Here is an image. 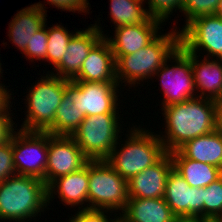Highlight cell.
Instances as JSON below:
<instances>
[{"instance_id":"1f68e13d","label":"cell","mask_w":222,"mask_h":222,"mask_svg":"<svg viewBox=\"0 0 222 222\" xmlns=\"http://www.w3.org/2000/svg\"><path fill=\"white\" fill-rule=\"evenodd\" d=\"M103 210L82 209L80 210L70 222H113L109 221Z\"/></svg>"},{"instance_id":"60d3db41","label":"cell","mask_w":222,"mask_h":222,"mask_svg":"<svg viewBox=\"0 0 222 222\" xmlns=\"http://www.w3.org/2000/svg\"><path fill=\"white\" fill-rule=\"evenodd\" d=\"M218 217L222 220V211H221V213L219 214Z\"/></svg>"},{"instance_id":"f546056e","label":"cell","mask_w":222,"mask_h":222,"mask_svg":"<svg viewBox=\"0 0 222 222\" xmlns=\"http://www.w3.org/2000/svg\"><path fill=\"white\" fill-rule=\"evenodd\" d=\"M184 1L185 0H148L149 9L146 10L149 17L164 22L175 8L182 10Z\"/></svg>"},{"instance_id":"d4e9b609","label":"cell","mask_w":222,"mask_h":222,"mask_svg":"<svg viewBox=\"0 0 222 222\" xmlns=\"http://www.w3.org/2000/svg\"><path fill=\"white\" fill-rule=\"evenodd\" d=\"M110 15L114 24L119 27L123 25L142 24L149 15L144 9V0H110Z\"/></svg>"},{"instance_id":"7c38bea8","label":"cell","mask_w":222,"mask_h":222,"mask_svg":"<svg viewBox=\"0 0 222 222\" xmlns=\"http://www.w3.org/2000/svg\"><path fill=\"white\" fill-rule=\"evenodd\" d=\"M88 161L89 159L71 136L48 133L47 186L54 179L81 169Z\"/></svg>"},{"instance_id":"4316f807","label":"cell","mask_w":222,"mask_h":222,"mask_svg":"<svg viewBox=\"0 0 222 222\" xmlns=\"http://www.w3.org/2000/svg\"><path fill=\"white\" fill-rule=\"evenodd\" d=\"M222 211V176L204 187V216L218 217Z\"/></svg>"},{"instance_id":"5bb4252c","label":"cell","mask_w":222,"mask_h":222,"mask_svg":"<svg viewBox=\"0 0 222 222\" xmlns=\"http://www.w3.org/2000/svg\"><path fill=\"white\" fill-rule=\"evenodd\" d=\"M97 24L85 31H76L68 42L61 62L55 67V76L72 80L80 71L83 61L91 48L104 36Z\"/></svg>"},{"instance_id":"e0dca14e","label":"cell","mask_w":222,"mask_h":222,"mask_svg":"<svg viewBox=\"0 0 222 222\" xmlns=\"http://www.w3.org/2000/svg\"><path fill=\"white\" fill-rule=\"evenodd\" d=\"M161 21L149 17L142 24L115 27V38H107L114 56L133 54L148 45L157 35Z\"/></svg>"},{"instance_id":"d6986e66","label":"cell","mask_w":222,"mask_h":222,"mask_svg":"<svg viewBox=\"0 0 222 222\" xmlns=\"http://www.w3.org/2000/svg\"><path fill=\"white\" fill-rule=\"evenodd\" d=\"M44 6L36 3L26 7L14 16L9 24V34L11 40L23 52L34 34L44 25L46 19Z\"/></svg>"},{"instance_id":"f1b7e54d","label":"cell","mask_w":222,"mask_h":222,"mask_svg":"<svg viewBox=\"0 0 222 222\" xmlns=\"http://www.w3.org/2000/svg\"><path fill=\"white\" fill-rule=\"evenodd\" d=\"M47 44H48V32L46 30V25H44L39 31H37L34 36L30 39L25 50L22 52L24 55L28 56V59L36 60H46L47 54Z\"/></svg>"},{"instance_id":"ac0fdd59","label":"cell","mask_w":222,"mask_h":222,"mask_svg":"<svg viewBox=\"0 0 222 222\" xmlns=\"http://www.w3.org/2000/svg\"><path fill=\"white\" fill-rule=\"evenodd\" d=\"M122 213L127 222H175L177 217L163 197L129 198Z\"/></svg>"},{"instance_id":"4fadbf2b","label":"cell","mask_w":222,"mask_h":222,"mask_svg":"<svg viewBox=\"0 0 222 222\" xmlns=\"http://www.w3.org/2000/svg\"><path fill=\"white\" fill-rule=\"evenodd\" d=\"M163 198L177 217L204 216V187H190L174 169L168 175Z\"/></svg>"},{"instance_id":"e575fe53","label":"cell","mask_w":222,"mask_h":222,"mask_svg":"<svg viewBox=\"0 0 222 222\" xmlns=\"http://www.w3.org/2000/svg\"><path fill=\"white\" fill-rule=\"evenodd\" d=\"M0 83V114H10L8 112V108L10 109V95L9 91L7 92V88H4Z\"/></svg>"},{"instance_id":"277c9868","label":"cell","mask_w":222,"mask_h":222,"mask_svg":"<svg viewBox=\"0 0 222 222\" xmlns=\"http://www.w3.org/2000/svg\"><path fill=\"white\" fill-rule=\"evenodd\" d=\"M147 132L148 130L132 129L120 151H117L116 144L106 159L126 181L156 164L167 153L159 135Z\"/></svg>"},{"instance_id":"8d00e7d4","label":"cell","mask_w":222,"mask_h":222,"mask_svg":"<svg viewBox=\"0 0 222 222\" xmlns=\"http://www.w3.org/2000/svg\"><path fill=\"white\" fill-rule=\"evenodd\" d=\"M175 222H201V217H192V216L176 217Z\"/></svg>"},{"instance_id":"52a82bcc","label":"cell","mask_w":222,"mask_h":222,"mask_svg":"<svg viewBox=\"0 0 222 222\" xmlns=\"http://www.w3.org/2000/svg\"><path fill=\"white\" fill-rule=\"evenodd\" d=\"M116 114L86 116L71 137L89 160H106L118 143Z\"/></svg>"},{"instance_id":"ba28073f","label":"cell","mask_w":222,"mask_h":222,"mask_svg":"<svg viewBox=\"0 0 222 222\" xmlns=\"http://www.w3.org/2000/svg\"><path fill=\"white\" fill-rule=\"evenodd\" d=\"M14 132L12 151L16 174L34 176L46 183L48 132L22 129Z\"/></svg>"},{"instance_id":"7402d4cb","label":"cell","mask_w":222,"mask_h":222,"mask_svg":"<svg viewBox=\"0 0 222 222\" xmlns=\"http://www.w3.org/2000/svg\"><path fill=\"white\" fill-rule=\"evenodd\" d=\"M173 169L178 172L190 187H207L222 176V170L207 163L186 158L179 150L170 152Z\"/></svg>"},{"instance_id":"9c48e42d","label":"cell","mask_w":222,"mask_h":222,"mask_svg":"<svg viewBox=\"0 0 222 222\" xmlns=\"http://www.w3.org/2000/svg\"><path fill=\"white\" fill-rule=\"evenodd\" d=\"M118 82L66 81V92L85 116L117 113ZM117 104V105H116Z\"/></svg>"},{"instance_id":"30bf717a","label":"cell","mask_w":222,"mask_h":222,"mask_svg":"<svg viewBox=\"0 0 222 222\" xmlns=\"http://www.w3.org/2000/svg\"><path fill=\"white\" fill-rule=\"evenodd\" d=\"M171 58L175 60L176 65L169 68L165 62L155 73L161 78L160 85L165 96L163 107L195 98L191 53L180 45Z\"/></svg>"},{"instance_id":"603a6c76","label":"cell","mask_w":222,"mask_h":222,"mask_svg":"<svg viewBox=\"0 0 222 222\" xmlns=\"http://www.w3.org/2000/svg\"><path fill=\"white\" fill-rule=\"evenodd\" d=\"M186 158L222 170V133L217 130L187 141L178 149Z\"/></svg>"},{"instance_id":"836d02e7","label":"cell","mask_w":222,"mask_h":222,"mask_svg":"<svg viewBox=\"0 0 222 222\" xmlns=\"http://www.w3.org/2000/svg\"><path fill=\"white\" fill-rule=\"evenodd\" d=\"M10 114H0V145L11 140L14 134V123Z\"/></svg>"},{"instance_id":"4dcf8cb0","label":"cell","mask_w":222,"mask_h":222,"mask_svg":"<svg viewBox=\"0 0 222 222\" xmlns=\"http://www.w3.org/2000/svg\"><path fill=\"white\" fill-rule=\"evenodd\" d=\"M15 174L11 138L10 141L0 145V182H3Z\"/></svg>"},{"instance_id":"484cf974","label":"cell","mask_w":222,"mask_h":222,"mask_svg":"<svg viewBox=\"0 0 222 222\" xmlns=\"http://www.w3.org/2000/svg\"><path fill=\"white\" fill-rule=\"evenodd\" d=\"M48 44L46 59L54 65V68L61 62L65 51H67L68 42L73 34L61 25L48 28Z\"/></svg>"},{"instance_id":"6da1fadb","label":"cell","mask_w":222,"mask_h":222,"mask_svg":"<svg viewBox=\"0 0 222 222\" xmlns=\"http://www.w3.org/2000/svg\"><path fill=\"white\" fill-rule=\"evenodd\" d=\"M166 136L160 137L166 152L178 150L187 141L215 131L214 100L206 97L168 105L162 108Z\"/></svg>"},{"instance_id":"7a4b0ae2","label":"cell","mask_w":222,"mask_h":222,"mask_svg":"<svg viewBox=\"0 0 222 222\" xmlns=\"http://www.w3.org/2000/svg\"><path fill=\"white\" fill-rule=\"evenodd\" d=\"M47 202L48 187L42 179L16 174L0 182V219L25 222Z\"/></svg>"},{"instance_id":"5b68a950","label":"cell","mask_w":222,"mask_h":222,"mask_svg":"<svg viewBox=\"0 0 222 222\" xmlns=\"http://www.w3.org/2000/svg\"><path fill=\"white\" fill-rule=\"evenodd\" d=\"M88 203L83 209L123 210L127 205L128 181L121 177L106 160L88 161ZM97 206V207H96Z\"/></svg>"},{"instance_id":"2e32d148","label":"cell","mask_w":222,"mask_h":222,"mask_svg":"<svg viewBox=\"0 0 222 222\" xmlns=\"http://www.w3.org/2000/svg\"><path fill=\"white\" fill-rule=\"evenodd\" d=\"M72 81L117 82L115 57L105 36L91 48Z\"/></svg>"},{"instance_id":"8fae6325","label":"cell","mask_w":222,"mask_h":222,"mask_svg":"<svg viewBox=\"0 0 222 222\" xmlns=\"http://www.w3.org/2000/svg\"><path fill=\"white\" fill-rule=\"evenodd\" d=\"M180 45L189 53L203 48L207 57L222 59V20L215 15L195 18L180 31Z\"/></svg>"},{"instance_id":"d6a6232c","label":"cell","mask_w":222,"mask_h":222,"mask_svg":"<svg viewBox=\"0 0 222 222\" xmlns=\"http://www.w3.org/2000/svg\"><path fill=\"white\" fill-rule=\"evenodd\" d=\"M51 5H55L58 9L69 10V11H89L87 0H47ZM88 8V9H87Z\"/></svg>"},{"instance_id":"cb8c5ba5","label":"cell","mask_w":222,"mask_h":222,"mask_svg":"<svg viewBox=\"0 0 222 222\" xmlns=\"http://www.w3.org/2000/svg\"><path fill=\"white\" fill-rule=\"evenodd\" d=\"M86 116L79 111L70 95L65 91L58 106L53 127L48 131L52 135L71 136Z\"/></svg>"},{"instance_id":"9a60e30c","label":"cell","mask_w":222,"mask_h":222,"mask_svg":"<svg viewBox=\"0 0 222 222\" xmlns=\"http://www.w3.org/2000/svg\"><path fill=\"white\" fill-rule=\"evenodd\" d=\"M173 169L170 153H166L156 164L128 180L129 198H160L164 196L168 175Z\"/></svg>"},{"instance_id":"ab89813d","label":"cell","mask_w":222,"mask_h":222,"mask_svg":"<svg viewBox=\"0 0 222 222\" xmlns=\"http://www.w3.org/2000/svg\"><path fill=\"white\" fill-rule=\"evenodd\" d=\"M113 222H127L123 217H119L118 219H113Z\"/></svg>"},{"instance_id":"ffe728a7","label":"cell","mask_w":222,"mask_h":222,"mask_svg":"<svg viewBox=\"0 0 222 222\" xmlns=\"http://www.w3.org/2000/svg\"><path fill=\"white\" fill-rule=\"evenodd\" d=\"M47 187L48 203L50 197H52L51 195L55 192V188L58 189L56 191L59 195L58 198H61L62 202L71 205V207L72 205H82L84 202H88V163L73 173L54 179Z\"/></svg>"},{"instance_id":"44dd1931","label":"cell","mask_w":222,"mask_h":222,"mask_svg":"<svg viewBox=\"0 0 222 222\" xmlns=\"http://www.w3.org/2000/svg\"><path fill=\"white\" fill-rule=\"evenodd\" d=\"M197 57V54L191 53L195 88L201 90V95L197 97L204 98L206 96V98L212 100L222 99V59L210 61L205 57L202 62H199Z\"/></svg>"},{"instance_id":"83f0119b","label":"cell","mask_w":222,"mask_h":222,"mask_svg":"<svg viewBox=\"0 0 222 222\" xmlns=\"http://www.w3.org/2000/svg\"><path fill=\"white\" fill-rule=\"evenodd\" d=\"M219 0H185L182 11L186 14V25L200 16L214 15Z\"/></svg>"},{"instance_id":"3957f363","label":"cell","mask_w":222,"mask_h":222,"mask_svg":"<svg viewBox=\"0 0 222 222\" xmlns=\"http://www.w3.org/2000/svg\"><path fill=\"white\" fill-rule=\"evenodd\" d=\"M179 46L180 32L173 30L168 34L156 36L148 45L133 54L114 56L118 84L125 80L134 85L140 80L154 76Z\"/></svg>"},{"instance_id":"f35d334b","label":"cell","mask_w":222,"mask_h":222,"mask_svg":"<svg viewBox=\"0 0 222 222\" xmlns=\"http://www.w3.org/2000/svg\"><path fill=\"white\" fill-rule=\"evenodd\" d=\"M214 15L222 20V0H219L218 7Z\"/></svg>"},{"instance_id":"d590c367","label":"cell","mask_w":222,"mask_h":222,"mask_svg":"<svg viewBox=\"0 0 222 222\" xmlns=\"http://www.w3.org/2000/svg\"><path fill=\"white\" fill-rule=\"evenodd\" d=\"M215 104V129L222 133V99L214 100Z\"/></svg>"},{"instance_id":"74e56055","label":"cell","mask_w":222,"mask_h":222,"mask_svg":"<svg viewBox=\"0 0 222 222\" xmlns=\"http://www.w3.org/2000/svg\"><path fill=\"white\" fill-rule=\"evenodd\" d=\"M201 222H222V220L219 217L203 216L201 217Z\"/></svg>"},{"instance_id":"8992f818","label":"cell","mask_w":222,"mask_h":222,"mask_svg":"<svg viewBox=\"0 0 222 222\" xmlns=\"http://www.w3.org/2000/svg\"><path fill=\"white\" fill-rule=\"evenodd\" d=\"M42 78L26 96L28 114L23 122L22 130L48 132L53 127L55 113L63 99L68 79L52 73Z\"/></svg>"}]
</instances>
